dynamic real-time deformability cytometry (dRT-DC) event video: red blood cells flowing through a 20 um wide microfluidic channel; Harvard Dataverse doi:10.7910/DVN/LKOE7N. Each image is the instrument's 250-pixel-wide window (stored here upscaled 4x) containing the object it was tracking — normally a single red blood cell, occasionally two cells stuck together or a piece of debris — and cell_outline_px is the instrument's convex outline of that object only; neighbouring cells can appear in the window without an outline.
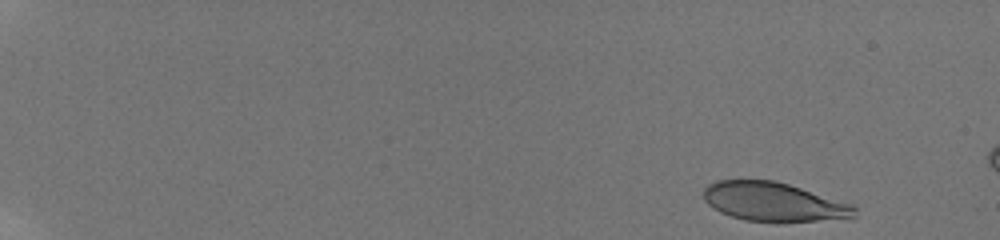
{"species": "human", "species_latin": "Homo sapiens", "temperature_condition": "room temperature", "stored_images_in_passage": 22, "camera_frame_rate_fps": 3000, "um_per_image_px": 0.085, "donor": {"sex": "male"}, "frame": {"image": 1, "passage_image": 2, "time_ms": 0.333, "image_size_px": [1000, 240], "cell_outline_px": [[856, 216], [784, 224], [776, 224], [744, 220], [720, 212], [708, 204], [704, 200], [704, 188], [708, 184], [716, 180], [776, 180], [852, 204], [856, 208]], "centroid_in_image_um": [65.74, 17.18], "position_along_channel_um": 19.3, "area_um2": 34.74}}
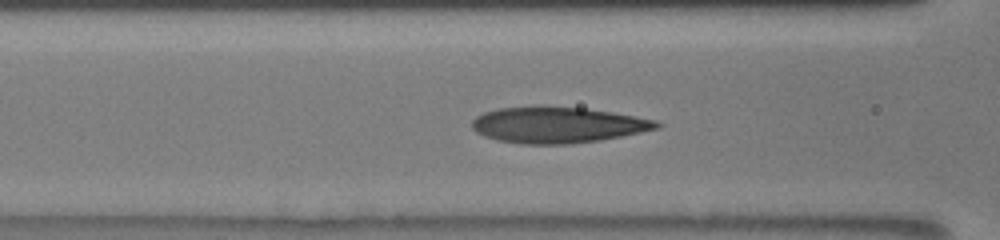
{"frame": {"image": 2, "passage_image": 17, "time_ms": 7.667, "image_size_px": [1000, 240], "cell_outline_px": [[664, 124], [660, 128], [600, 140], [568, 144], [524, 144], [496, 140], [484, 136], [476, 132], [472, 128], [472, 120], [476, 116], [484, 112], [500, 108], [584, 108], [612, 112], [636, 116], [656, 120]], "centroid_in_image_um": [47.42, 10.64], "position_along_channel_um": 119.2, "area_um2": 38.15}}
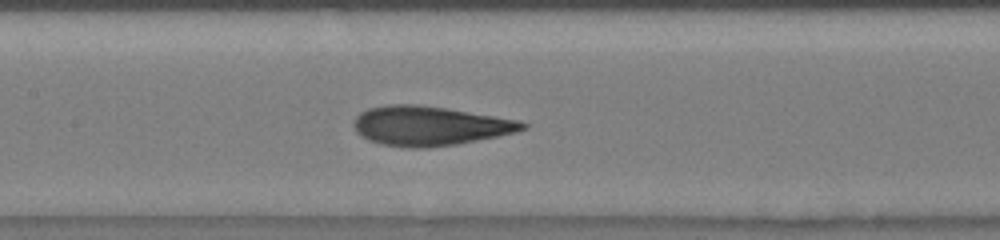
{"frame": {"image": 3, "passage_image": 20, "time_ms": 9.0, "image_size_px": [1000, 240], "cell_outline_px": [[528, 128], [516, 132], [456, 144], [428, 148], [408, 148], [380, 144], [368, 140], [360, 136], [356, 132], [352, 124], [356, 116], [360, 112], [368, 108], [384, 104], [416, 104], [444, 108], [520, 120], [528, 124]], "centroid_in_image_um": [36.47, 10.7], "position_along_channel_um": 170.9, "area_um2": 38.9}}